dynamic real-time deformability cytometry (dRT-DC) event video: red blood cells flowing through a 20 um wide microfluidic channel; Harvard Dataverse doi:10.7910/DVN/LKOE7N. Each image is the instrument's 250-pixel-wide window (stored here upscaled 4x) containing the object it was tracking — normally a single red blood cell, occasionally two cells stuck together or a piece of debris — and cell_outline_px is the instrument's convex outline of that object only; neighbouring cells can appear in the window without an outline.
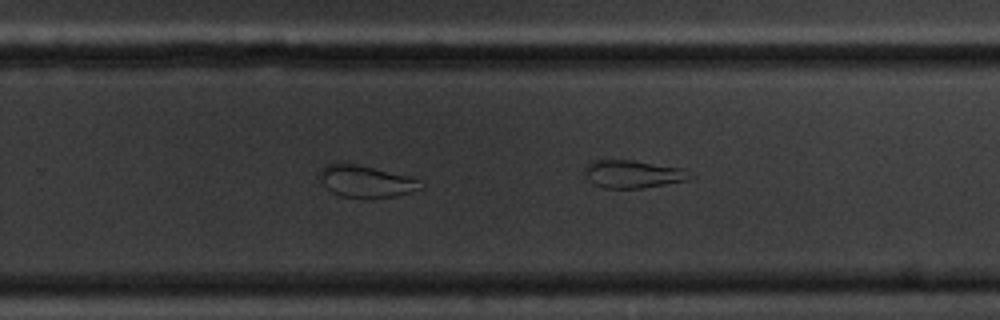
{"species": "common noctule bat (a hibernating species)", "species_latin": "Nyctalus noctula", "temperature_condition": "cold", "stored_images_in_passage": 12, "camera_frame_rate_fps": 3000, "um_per_image_px": 0.085, "animal": {"sex": "male", "body_mass_g": 20.1, "forearm_length_mm": 53.5}, "frame": {"image": 1, "passage_image": 10, "time_ms": 11.0, "image_size_px": [1000, 320], "cell_outline_px": [[424, 184], [420, 188], [412, 192], [396, 196], [364, 200], [340, 196], [332, 192], [324, 184], [320, 176], [320, 168], [324, 164], [356, 164], [408, 176], [420, 180]], "centroid_in_image_um": [31.12, 15.46], "position_along_channel_um": 298.7, "area_um2": 18.9}}